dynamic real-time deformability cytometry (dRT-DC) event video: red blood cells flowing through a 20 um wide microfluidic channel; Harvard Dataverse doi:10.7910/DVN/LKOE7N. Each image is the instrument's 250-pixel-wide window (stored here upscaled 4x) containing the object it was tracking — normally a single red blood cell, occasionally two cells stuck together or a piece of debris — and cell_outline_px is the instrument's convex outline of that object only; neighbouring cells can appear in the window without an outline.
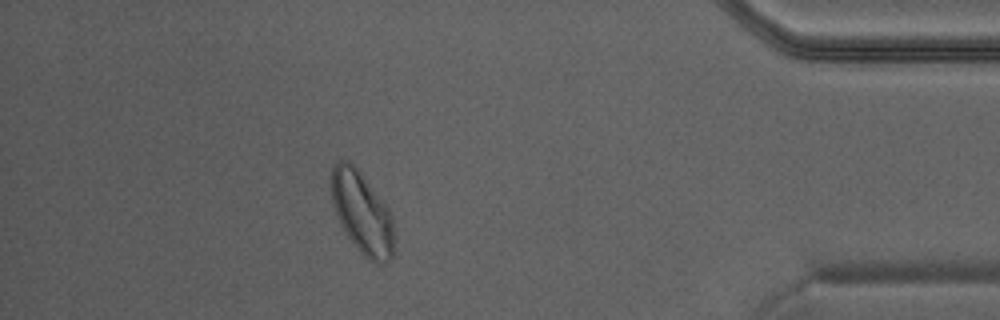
{"species": "Egyptian fruit bat (a non-hibernating species)", "species_latin": "Rousettus aegyptiacus", "temperature_condition": "warm", "stored_images_in_passage": 34, "segment_of_instrument_passage": [1, 2], "camera_frame_rate_fps": 3000, "um_per_image_px": 0.085, "animal": {"sex": "male"}, "frame": {"image": 1, "passage_image": 29, "time_ms": 9.333, "image_size_px": [1000, 320], "cell_outline_px": [[396, 248], [388, 264], [376, 264], [368, 260], [356, 248], [340, 224], [336, 216], [332, 204], [328, 176], [336, 160], [348, 160], [360, 172], [388, 208], [392, 220]], "centroid_in_image_um": [30.75, 18.11], "position_along_channel_um": 404.4, "area_um2": 30.69}}